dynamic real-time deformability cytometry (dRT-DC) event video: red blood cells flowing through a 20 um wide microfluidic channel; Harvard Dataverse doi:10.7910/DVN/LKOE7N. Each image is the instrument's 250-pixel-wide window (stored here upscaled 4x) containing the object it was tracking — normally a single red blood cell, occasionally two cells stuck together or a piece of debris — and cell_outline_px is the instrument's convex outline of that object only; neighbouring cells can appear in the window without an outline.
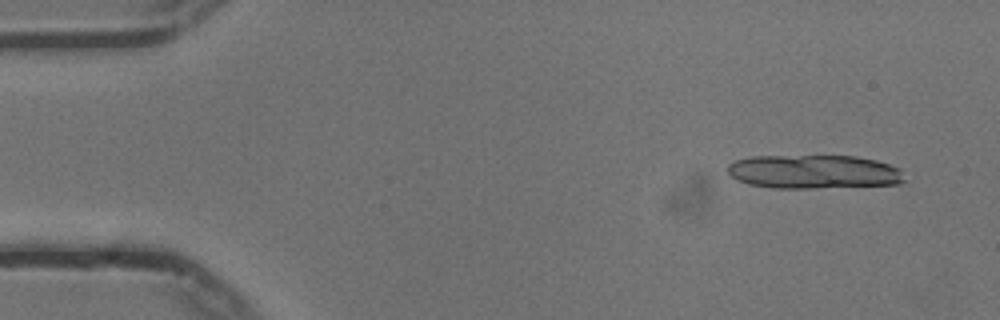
{"species": "common noctule bat (a hibernating species)", "species_latin": "Nyctalus noctula", "temperature_condition": "cold", "stored_images_in_passage": 14, "camera_frame_rate_fps": 3000, "um_per_image_px": 0.085, "animal": {"sex": "male", "body_mass_g": 13.3}, "frame": {"image": 1, "passage_image": 4, "time_ms": 1.0, "image_size_px": [1000, 320], "cell_outline_px": [[904, 180], [900, 184], [808, 188], [772, 188], [748, 184], [736, 180], [728, 172], [728, 164], [736, 160], [748, 156], [856, 156], [876, 160], [900, 168]], "centroid_in_image_um": [69.15, 14.6], "position_along_channel_um": 15.9, "area_um2": 34.91}}